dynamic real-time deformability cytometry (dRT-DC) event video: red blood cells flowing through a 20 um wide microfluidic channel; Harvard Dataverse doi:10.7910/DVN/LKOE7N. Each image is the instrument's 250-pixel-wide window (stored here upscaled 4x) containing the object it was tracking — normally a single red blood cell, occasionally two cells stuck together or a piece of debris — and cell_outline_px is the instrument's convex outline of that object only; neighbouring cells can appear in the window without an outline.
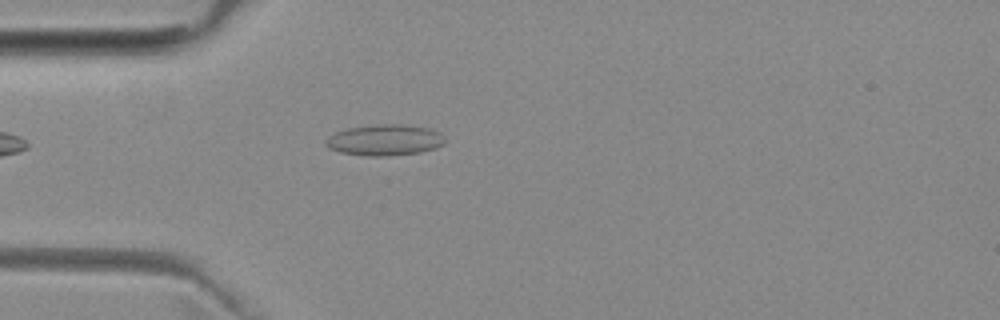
{"species": "common noctule bat (a hibernating species)", "species_latin": "Nyctalus noctula", "temperature_condition": "room temperature", "stored_images_in_passage": 3, "camera_frame_rate_fps": 3000, "um_per_image_px": 0.085, "animal": {"sex": "female", "body_mass_g": 29.2, "forearm_length_mm": 56.3}, "frame": {"image": 1, "passage_image": 3, "time_ms": 2.333, "image_size_px": [1000, 320], "cell_outline_px": [[444, 144], [436, 148], [420, 152], [388, 156], [368, 156], [340, 152], [324, 144], [324, 140], [328, 136], [336, 132], [348, 128], [380, 124], [400, 124], [428, 128], [440, 132], [444, 136]], "centroid_in_image_um": [32.71, 11.9], "position_along_channel_um": 52.3, "area_um2": 21.5}}